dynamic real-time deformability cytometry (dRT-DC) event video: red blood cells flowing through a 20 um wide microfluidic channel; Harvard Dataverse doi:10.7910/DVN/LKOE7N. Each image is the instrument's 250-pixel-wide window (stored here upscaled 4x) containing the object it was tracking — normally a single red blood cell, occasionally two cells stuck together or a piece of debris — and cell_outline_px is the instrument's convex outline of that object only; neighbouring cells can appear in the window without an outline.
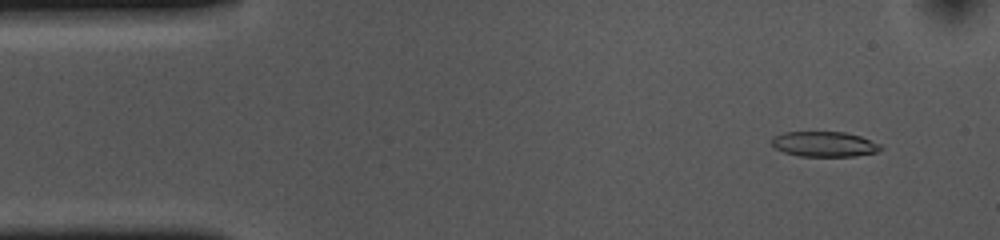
{"species": "common noctule bat (a hibernating species)", "species_latin": "Nyctalus noctula", "temperature_condition": "cold", "stored_images_in_passage": 53, "camera_frame_rate_fps": 3000, "um_per_image_px": 0.085, "animal": {"sex": "female", "body_mass_g": 10.0, "forearm_length_mm": 53.1}, "frame": {"image": 1, "passage_image": 4, "time_ms": 1.0, "image_size_px": [1000, 240], "cell_outline_px": [[880, 148], [876, 152], [856, 156], [800, 156], [784, 152], [776, 148], [772, 144], [772, 136], [784, 132], [844, 132], [860, 136], [880, 144]], "centroid_in_image_um": [70.03, 12.25], "position_along_channel_um": 15.0, "area_um2": 15.84}}
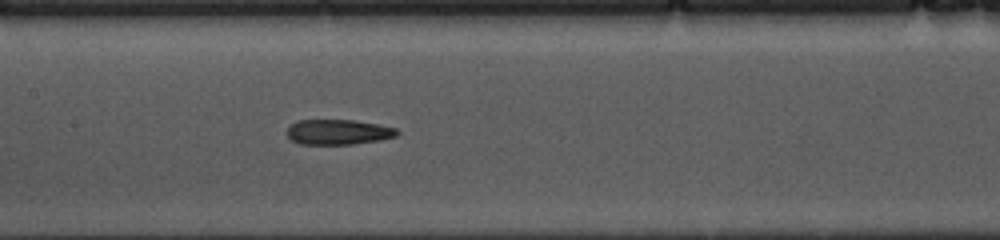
{"frame": {"image": 2, "passage_image": 24, "time_ms": 7.667, "image_size_px": [1000, 240], "cell_outline_px": [[400, 132], [396, 136], [380, 140], [352, 144], [300, 144], [292, 140], [284, 132], [292, 124], [300, 120], [356, 120], [380, 124], [396, 128]], "centroid_in_image_um": [28.77, 11.22], "position_along_channel_um": 178.6, "area_um2": 16.24}}
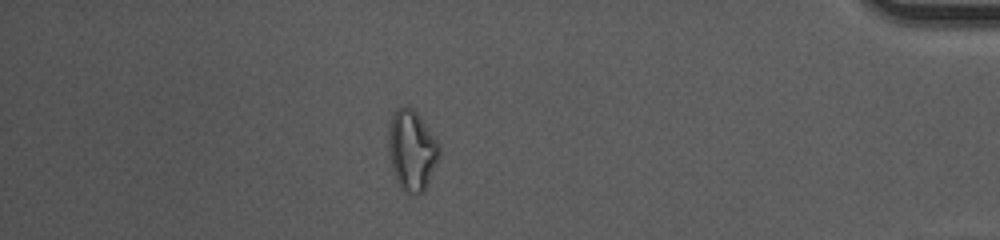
{"frame": {"image": 3, "passage_image": 46, "time_ms": 15.0, "image_size_px": [1000, 240], "cell_outline_px": [[440, 156], [428, 184], [424, 192], [404, 192], [400, 188], [396, 180], [388, 156], [388, 128], [392, 116], [396, 108], [404, 104], [412, 108], [416, 112], [436, 140], [440, 148]], "centroid_in_image_um": [34.98, 12.77], "position_along_channel_um": 400.2, "area_um2": 23.87}, "authors_computed_cell_mechanics": {"area_um2": 17.051, "velocity_mm_per_s": 3.6581, "shape_relaxation_time_tau1_ms": null, "shape_relaxation_time_tau2_ms": 7.6112, "deformation_change_tau1": null, "deformation_change_tau2": 0.1904}}